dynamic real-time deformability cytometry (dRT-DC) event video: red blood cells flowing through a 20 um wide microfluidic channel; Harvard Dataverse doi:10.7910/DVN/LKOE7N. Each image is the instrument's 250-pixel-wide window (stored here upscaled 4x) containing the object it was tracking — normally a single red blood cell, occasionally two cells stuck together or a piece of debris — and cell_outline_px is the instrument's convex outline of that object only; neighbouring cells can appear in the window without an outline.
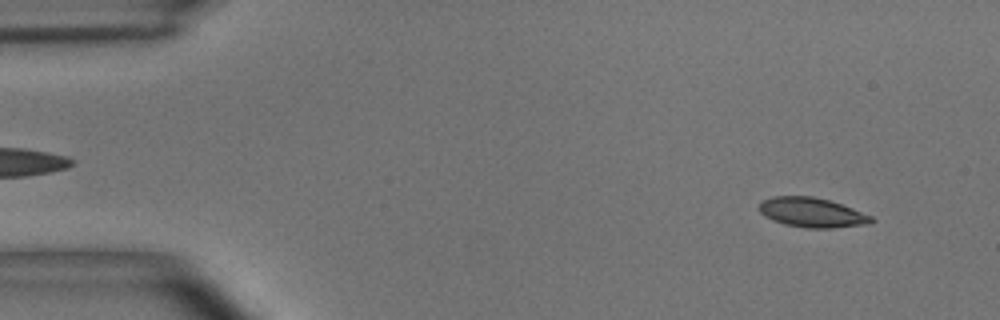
{"species": "common noctule bat (a hibernating species)", "species_latin": "Nyctalus noctula", "temperature_condition": "room temperature", "stored_images_in_passage": 54, "camera_frame_rate_fps": 3000, "um_per_image_px": 0.085, "animal": {"sex": "male", "body_mass_g": 15.6}, "frame": {"image": 1, "passage_image": 4, "time_ms": 1.0, "image_size_px": [1000, 320], "cell_outline_px": [[876, 220], [872, 224], [832, 228], [808, 228], [784, 224], [772, 220], [764, 216], [756, 208], [760, 200], [772, 196], [812, 196], [828, 200], [852, 208], [872, 216]], "centroid_in_image_um": [68.99, 18.06], "position_along_channel_um": 16.0, "area_um2": 19.65}}
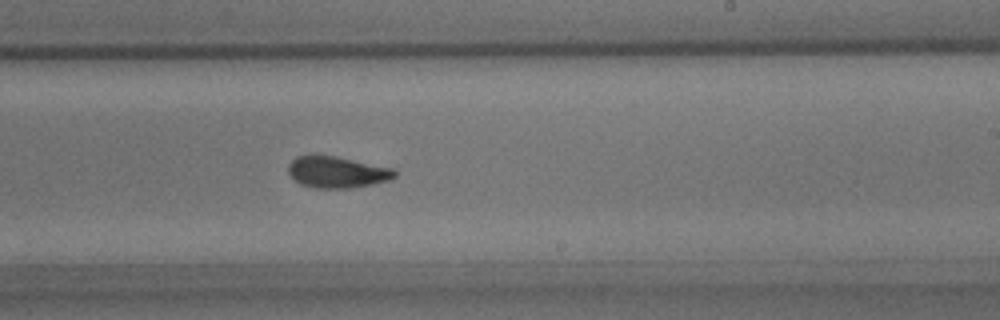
{"frame": {"image": 2, "passage_image": 32, "time_ms": 10.333, "image_size_px": [1000, 320], "cell_outline_px": [[396, 176], [392, 180], [352, 188], [312, 188], [300, 184], [288, 172], [288, 164], [296, 156], [308, 152], [312, 152], [336, 156], [396, 168]], "centroid_in_image_um": [28.64, 14.59], "position_along_channel_um": 260.4, "area_um2": 20.29}}
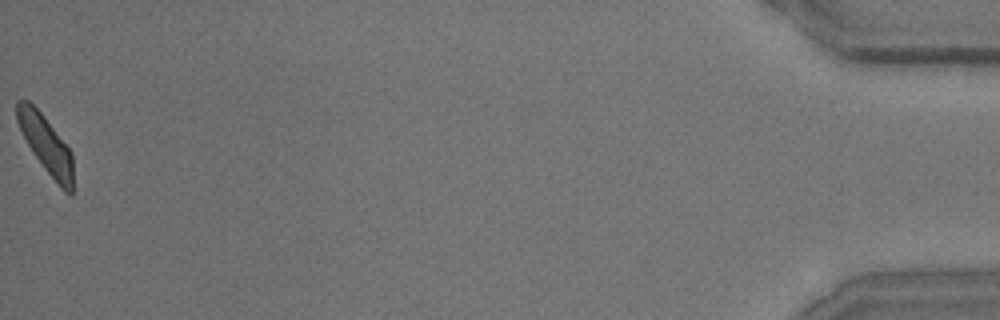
{"frame": {"image": 3, "passage_image": 54, "time_ms": 17.667, "image_size_px": [1000, 320], "cell_outline_px": [[72, 196], [64, 192], [60, 188], [44, 168], [32, 152], [16, 120], [16, 100], [28, 100], [44, 116], [72, 152]], "centroid_in_image_um": [3.91, 12.29], "position_along_channel_um": 431.3, "area_um2": 18.61}, "authors_computed_cell_mechanics": {"area_um2": 19.7098, "velocity_mm_per_s": 3.6566, "shape_relaxation_time_tau1_ms": 4.0786, "shape_relaxation_time_tau2_ms": 1.5473, "deformation_change_tau1": 0.1316, "deformation_change_tau2": 0.0762}}